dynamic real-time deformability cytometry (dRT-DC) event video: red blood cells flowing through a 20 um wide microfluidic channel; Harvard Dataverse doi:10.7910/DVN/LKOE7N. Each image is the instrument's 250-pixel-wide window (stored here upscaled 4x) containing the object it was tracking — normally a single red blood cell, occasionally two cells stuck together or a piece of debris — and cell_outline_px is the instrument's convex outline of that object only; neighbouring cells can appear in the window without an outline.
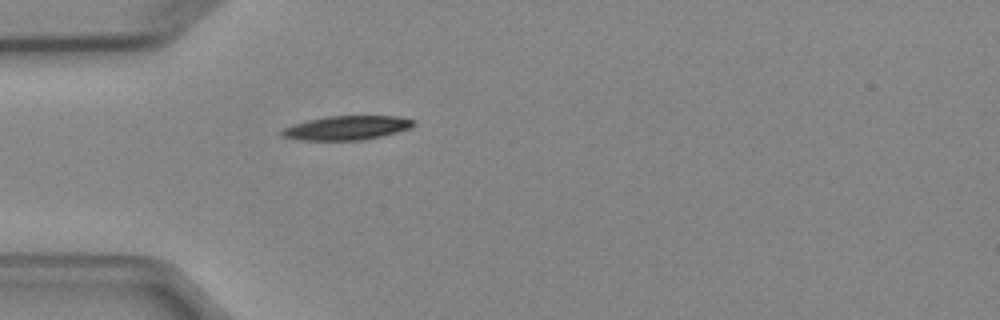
{"species": "Egyptian fruit bat (a non-hibernating species)", "species_latin": "Rousettus aegyptiacus", "temperature_condition": "cold", "stored_images_in_passage": 5, "segment_of_instrument_passage": [2, 2], "camera_frame_rate_fps": 3000, "um_per_image_px": 0.085, "animal": {"sex": "female"}, "frame": {"image": 1, "passage_image": 5, "time_ms": 4.667, "image_size_px": [1000, 320], "cell_outline_px": [[416, 124], [412, 128], [380, 136], [360, 140], [300, 140], [280, 136], [280, 132], [284, 128], [292, 124], [308, 120], [328, 116], [400, 116], [416, 120]], "centroid_in_image_um": [29.49, 10.86], "position_along_channel_um": 55.5, "area_um2": 18.55}}